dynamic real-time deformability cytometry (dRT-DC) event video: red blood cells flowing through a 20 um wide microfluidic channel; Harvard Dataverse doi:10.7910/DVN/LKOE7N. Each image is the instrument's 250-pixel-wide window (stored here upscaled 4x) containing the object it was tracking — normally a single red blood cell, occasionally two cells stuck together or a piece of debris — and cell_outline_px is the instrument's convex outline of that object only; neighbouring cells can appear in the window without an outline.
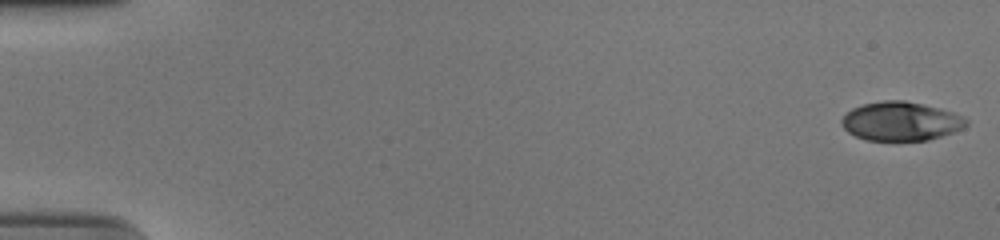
{"species": "human", "species_latin": "Homo sapiens", "temperature_condition": "cold", "stored_images_in_passage": 55, "camera_frame_rate_fps": 3000, "um_per_image_px": 0.085, "donor": {"sex": "male"}, "frame": {"image": 1, "passage_image": 1, "time_ms": 0.0, "image_size_px": [1000, 240], "cell_outline_px": [[968, 124], [964, 128], [928, 140], [868, 140], [856, 136], [848, 132], [840, 124], [840, 120], [852, 108], [864, 104], [884, 100], [904, 100], [940, 108], [964, 116], [968, 120]], "centroid_in_image_um": [76.58, 10.3], "position_along_channel_um": 8.4, "area_um2": 28.15}}
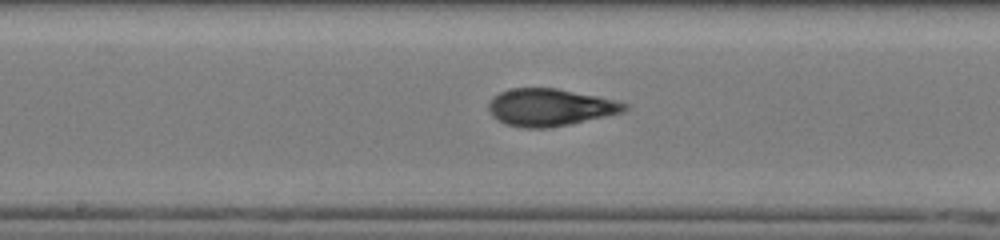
{"frame": {"image": 2, "passage_image": 30, "time_ms": 9.667, "image_size_px": [1000, 240], "cell_outline_px": [[628, 108], [624, 112], [568, 124], [548, 128], [524, 128], [504, 124], [492, 116], [488, 108], [488, 104], [492, 96], [500, 92], [512, 88], [556, 88], [616, 100], [628, 104]], "centroid_in_image_um": [46.72, 9.12], "position_along_channel_um": 201.5, "area_um2": 29.48}}
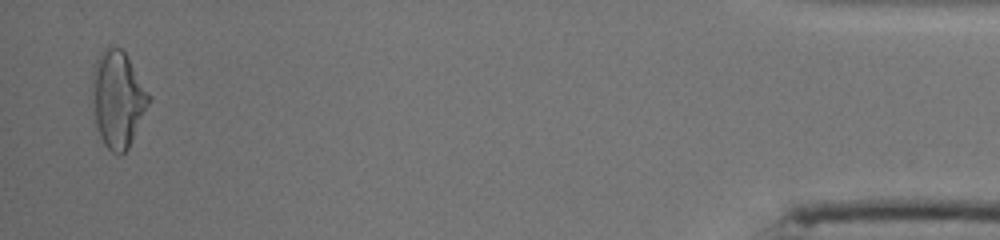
{"frame": {"image": 3, "passage_image": 54, "time_ms": 17.667, "image_size_px": [1000, 240], "cell_outline_px": [[152, 100], [128, 148], [120, 156], [116, 156], [104, 144], [100, 136], [96, 124], [92, 88], [92, 72], [96, 60], [108, 48], [120, 48], [128, 56], [152, 96]], "centroid_in_image_um": [10.05, 8.45], "position_along_channel_um": 425.1, "area_um2": 31.73}, "authors_computed_cell_mechanics": {"area_um2": 28.6688, "velocity_mm_per_s": 3.7627, "shape_relaxation_time_tau1_ms": 8.5424, "shape_relaxation_time_tau2_ms": 1.1084, "deformation_change_tau1": 0.241, "deformation_change_tau2": 0.0711}}